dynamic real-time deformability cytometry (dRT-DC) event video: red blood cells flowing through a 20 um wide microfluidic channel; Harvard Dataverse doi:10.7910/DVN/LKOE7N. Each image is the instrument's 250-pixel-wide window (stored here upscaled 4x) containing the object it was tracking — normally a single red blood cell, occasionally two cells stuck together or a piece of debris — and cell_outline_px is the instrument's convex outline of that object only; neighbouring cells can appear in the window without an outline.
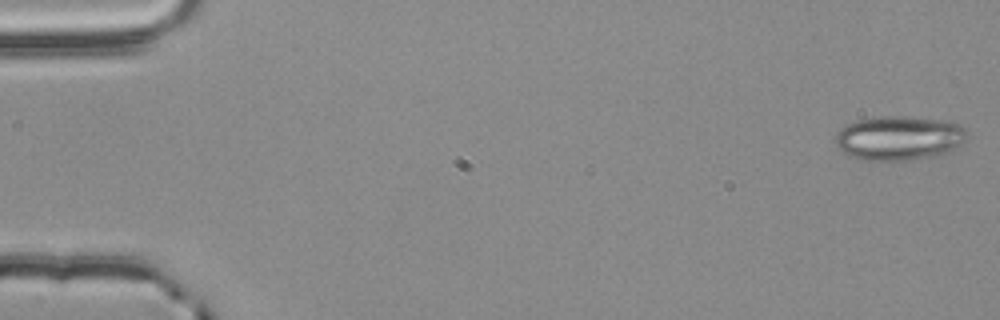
{"species": "common noctule bat (a hibernating species)", "species_latin": "Nyctalus noctula", "temperature_condition": "room temperature", "stored_images_in_passage": 55, "camera_frame_rate_fps": 3000, "um_per_image_px": 0.085, "animal": {"sex": "male", "body_mass_g": 20.4}, "frame": {"image": 1, "passage_image": 1, "time_ms": 0.0, "image_size_px": [1000, 320], "cell_outline_px": [[968, 136], [960, 144], [936, 156], [908, 160], [864, 160], [848, 156], [836, 144], [836, 132], [840, 128], [856, 120], [880, 116], [904, 116], [940, 120], [960, 124], [968, 132]], "centroid_in_image_um": [76.39, 11.73], "position_along_channel_um": 8.6, "area_um2": 33.81}}
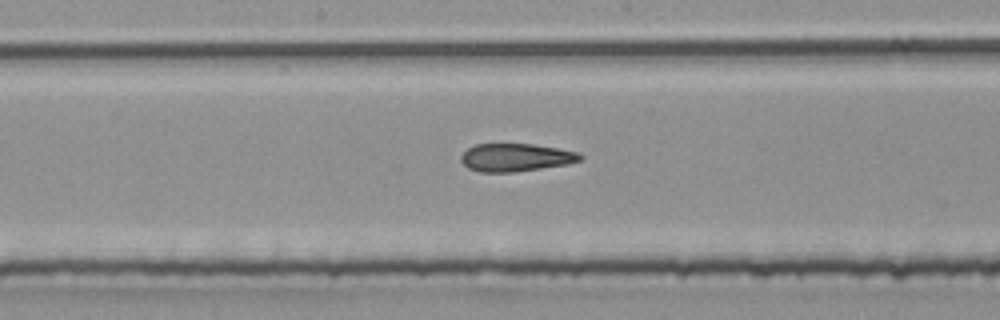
{"frame": {"image": 2, "passage_image": 29, "time_ms": 9.333, "image_size_px": [1000, 320], "cell_outline_px": [[584, 156], [580, 160], [568, 164], [512, 172], [480, 172], [468, 168], [460, 160], [460, 156], [468, 148], [476, 144], [532, 144], [580, 152]], "centroid_in_image_um": [43.84, 13.38], "position_along_channel_um": 204.4, "area_um2": 19.31}}
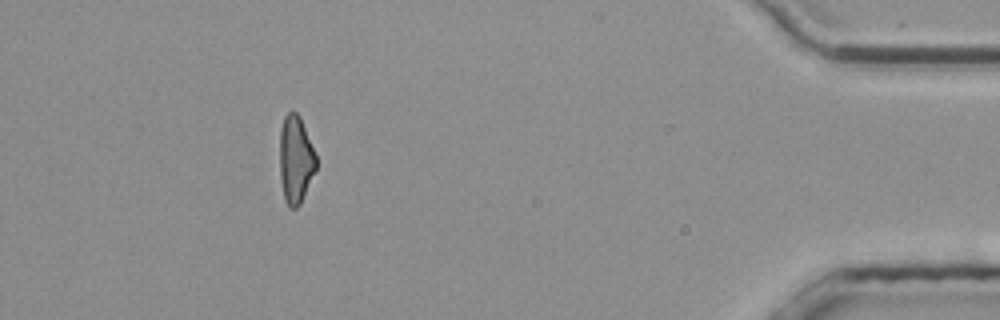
{"frame": {"image": 3, "passage_image": 50, "time_ms": 16.333, "image_size_px": [1000, 320], "cell_outline_px": [[316, 168], [300, 204], [296, 208], [288, 208], [284, 200], [280, 176], [280, 128], [284, 116], [288, 112], [296, 112], [300, 116], [316, 156]], "centroid_in_image_um": [25.11, 13.57], "position_along_channel_um": 410.1, "area_um2": 18.5}, "authors_computed_cell_mechanics": {"area_um2": 20.23, "velocity_mm_per_s": 3.7985, "shape_relaxation_time_tau1_ms": null, "shape_relaxation_time_tau2_ms": 2.4103, "deformation_change_tau1": null, "deformation_change_tau2": 0.1073}}